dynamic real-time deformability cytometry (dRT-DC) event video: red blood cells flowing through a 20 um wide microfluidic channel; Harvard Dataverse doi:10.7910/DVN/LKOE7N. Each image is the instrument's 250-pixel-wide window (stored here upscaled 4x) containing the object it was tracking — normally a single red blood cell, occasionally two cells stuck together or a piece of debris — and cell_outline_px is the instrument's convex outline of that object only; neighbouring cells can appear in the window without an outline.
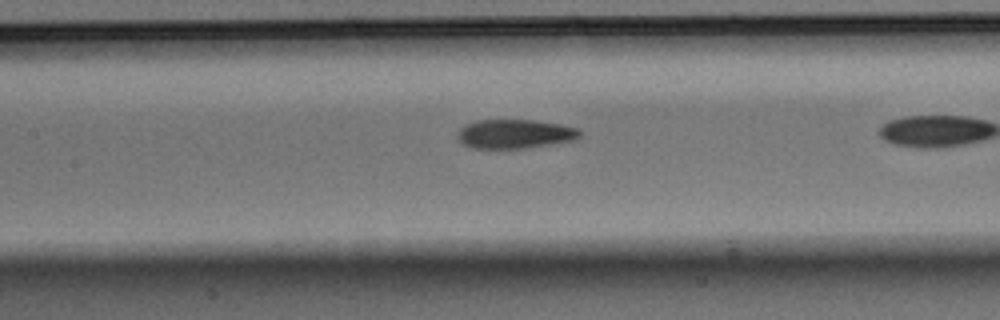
{"species": "Egyptian fruit bat (a non-hibernating species)", "species_latin": "Rousettus aegyptiacus", "temperature_condition": "warm", "stored_images_in_passage": 34, "camera_frame_rate_fps": 3000, "um_per_image_px": 0.085, "animal": {"sex": "male"}, "frame": {"image": 1, "passage_image": 18, "time_ms": 5.667, "image_size_px": [1000, 320], "cell_outline_px": [[580, 136], [572, 140], [552, 144], [524, 148], [472, 148], [460, 144], [456, 136], [456, 132], [464, 124], [476, 120], [532, 120], [560, 124], [576, 128], [580, 132]], "centroid_in_image_um": [43.66, 11.38], "position_along_channel_um": 163.7, "area_um2": 20.81}}
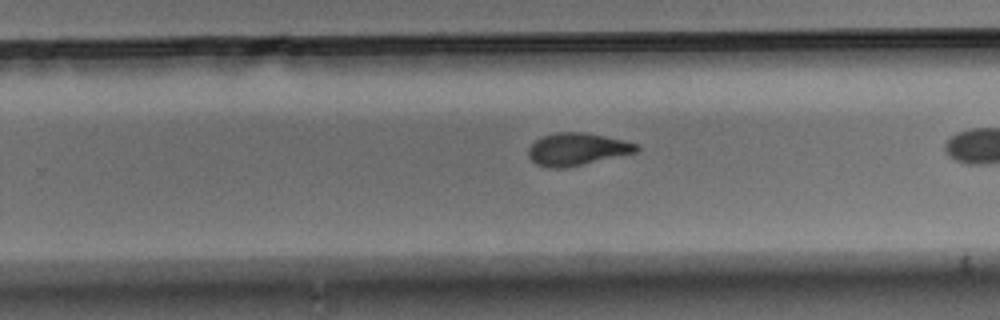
{"frame": {"image": 2, "passage_image": 27, "time_ms": 8.667, "image_size_px": [1000, 320], "cell_outline_px": [[640, 148], [636, 152], [564, 168], [548, 168], [536, 164], [528, 156], [528, 148], [536, 140], [544, 136], [556, 132], [584, 132], [624, 140], [636, 144]], "centroid_in_image_um": [49.02, 12.68], "position_along_channel_um": 280.8, "area_um2": 20.17}}
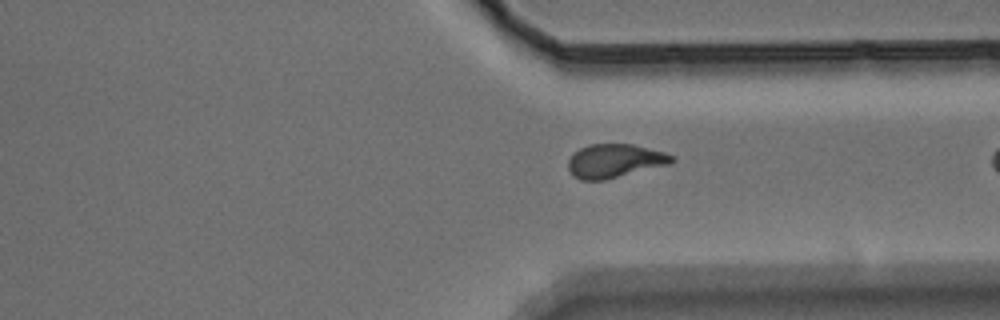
{"frame": {"image": 3, "passage_image": 33, "time_ms": 10.667, "image_size_px": [1000, 320], "cell_outline_px": [[676, 160], [672, 164], [604, 180], [580, 180], [572, 176], [568, 168], [568, 160], [580, 148], [588, 144], [632, 144], [664, 152], [672, 156]], "centroid_in_image_um": [52.26, 13.68], "position_along_channel_um": 359.1, "area_um2": 20.4}}